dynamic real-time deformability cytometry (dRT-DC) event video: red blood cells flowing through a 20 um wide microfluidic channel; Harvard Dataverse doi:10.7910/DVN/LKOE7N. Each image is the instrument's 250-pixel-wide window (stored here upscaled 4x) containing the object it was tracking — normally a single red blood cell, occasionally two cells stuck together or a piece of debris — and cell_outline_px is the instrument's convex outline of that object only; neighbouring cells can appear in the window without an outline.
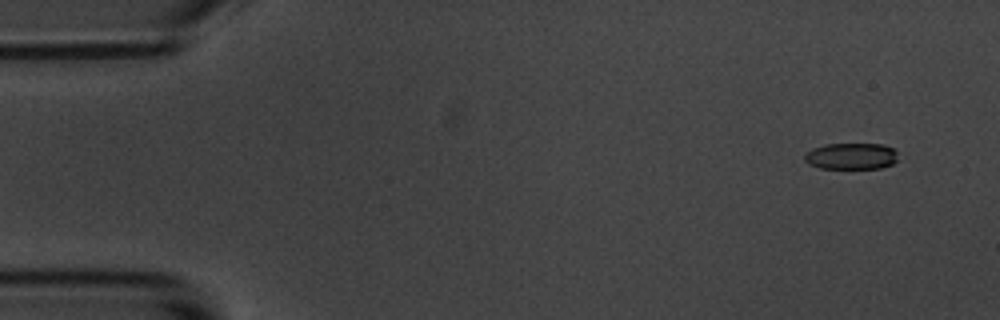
{"species": "common noctule bat (a hibernating species)", "species_latin": "Nyctalus noctula", "temperature_condition": "room temperature", "stored_images_in_passage": 4, "camera_frame_rate_fps": 3000, "um_per_image_px": 0.085, "animal": {"sex": "male", "body_mass_g": 20.1, "forearm_length_mm": 53.5}, "frame": {"image": 1, "passage_image": 1, "time_ms": 0.0, "image_size_px": [1000, 320], "cell_outline_px": [[896, 160], [892, 164], [880, 168], [820, 168], [808, 164], [804, 160], [804, 156], [812, 148], [824, 144], [884, 144], [896, 148]], "centroid_in_image_um": [72.36, 13.26], "position_along_channel_um": 12.6, "area_um2": 14.45}}
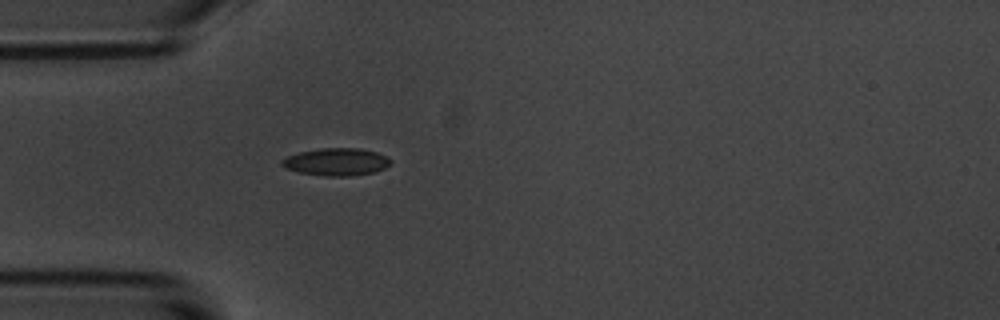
{"frame": {"image": 2, "passage_image": 4, "time_ms": 4.333, "image_size_px": [1000, 320], "cell_outline_px": [[392, 160], [384, 168], [372, 172], [352, 176], [324, 176], [300, 172], [284, 168], [280, 164], [280, 160], [288, 156], [300, 152], [324, 148], [360, 148], [376, 152]], "centroid_in_image_um": [28.55, 13.76], "position_along_channel_um": 56.5, "area_um2": 17.22}}